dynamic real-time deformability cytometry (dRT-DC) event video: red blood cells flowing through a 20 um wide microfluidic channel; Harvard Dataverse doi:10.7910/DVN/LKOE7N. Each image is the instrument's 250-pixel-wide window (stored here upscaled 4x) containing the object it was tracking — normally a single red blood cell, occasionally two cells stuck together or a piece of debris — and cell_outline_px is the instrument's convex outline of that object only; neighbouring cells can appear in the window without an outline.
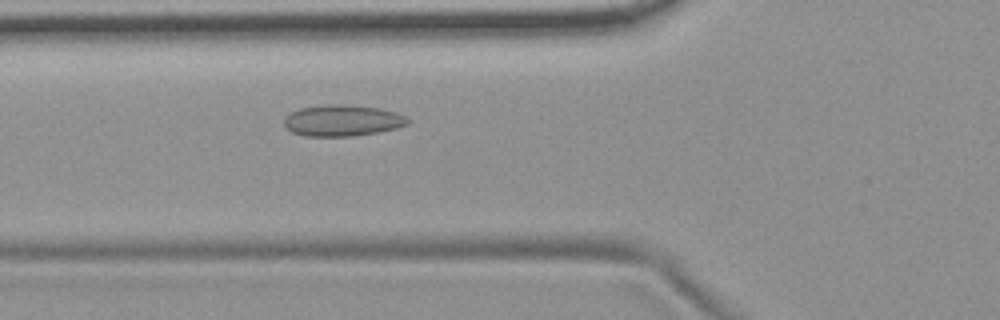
{"species": "common noctule bat (a hibernating species)", "species_latin": "Nyctalus noctula", "temperature_condition": "room temperature", "stored_images_in_passage": 42, "camera_frame_rate_fps": 3000, "um_per_image_px": 0.085, "animal": {"sex": "female", "body_mass_g": 19.9}, "frame": {"image": 1, "passage_image": 7, "time_ms": 2.0, "image_size_px": [1000, 320], "cell_outline_px": [[412, 120], [408, 124], [396, 128], [376, 132], [352, 136], [304, 136], [292, 132], [284, 124], [284, 116], [300, 108], [328, 104], [344, 104], [380, 108], [396, 112]], "centroid_in_image_um": [29.11, 10.24], "position_along_channel_um": 96.7, "area_um2": 22.54}}
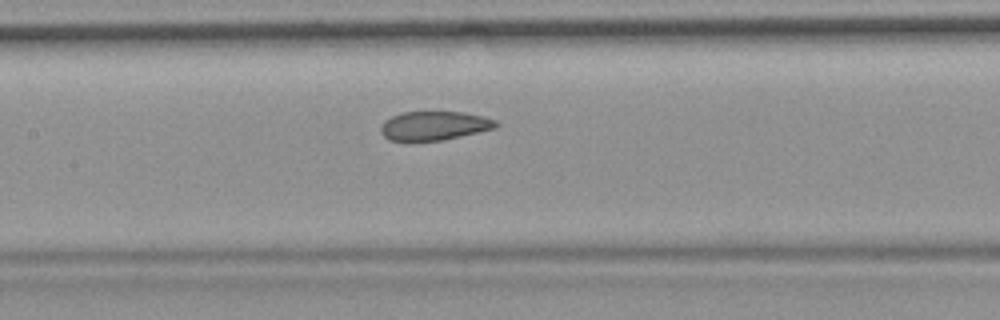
{"frame": {"image": 2, "passage_image": 13, "time_ms": 4.0, "image_size_px": [1000, 320], "cell_outline_px": [[500, 124], [496, 128], [444, 140], [412, 144], [408, 144], [388, 140], [380, 132], [380, 128], [384, 120], [400, 112], [464, 112], [484, 116], [496, 120]], "centroid_in_image_um": [36.86, 10.73], "position_along_channel_um": 170.5, "area_um2": 20.35}}
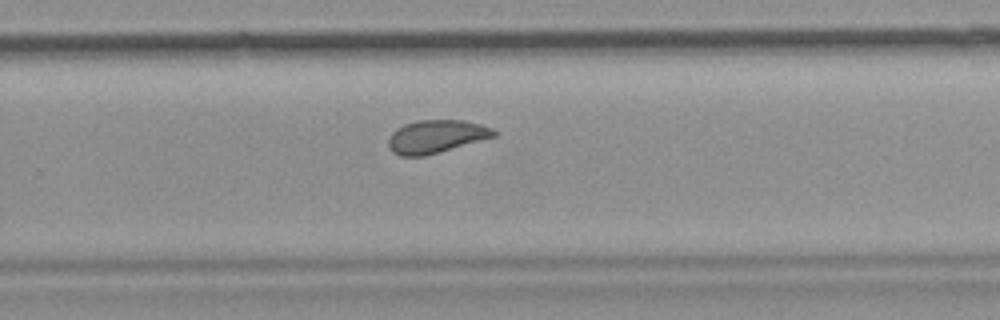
{"frame": {"image": 3, "passage_image": 23, "time_ms": 7.333, "image_size_px": [1000, 320], "cell_outline_px": [[496, 136], [440, 152], [424, 156], [400, 156], [392, 152], [388, 148], [388, 140], [392, 132], [396, 128], [404, 124], [416, 120], [464, 120], [480, 124], [492, 128], [496, 132]], "centroid_in_image_um": [37.04, 11.6], "position_along_channel_um": 292.8, "area_um2": 20.4}, "authors_computed_cell_mechanics": {"area_um2": 20.9236, "velocity_mm_per_s": 3.6825, "shape_relaxation_time_tau1_ms": null, "shape_relaxation_time_tau2_ms": 1.0386, "deformation_change_tau1": null, "deformation_change_tau2": 0.0734}}